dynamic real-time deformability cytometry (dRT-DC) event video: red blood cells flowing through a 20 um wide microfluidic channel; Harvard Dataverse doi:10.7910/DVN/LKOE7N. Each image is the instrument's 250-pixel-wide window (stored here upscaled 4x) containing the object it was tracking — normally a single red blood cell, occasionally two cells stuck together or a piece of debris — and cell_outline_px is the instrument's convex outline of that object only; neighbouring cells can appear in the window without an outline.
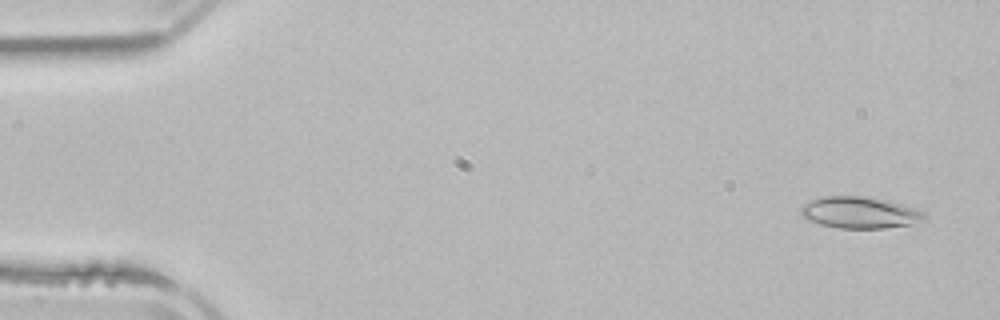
{"species": "common noctule bat (a hibernating species)", "species_latin": "Nyctalus noctula", "temperature_condition": "room temperature", "stored_images_in_passage": 3, "camera_frame_rate_fps": 3000, "um_per_image_px": 0.085, "animal": {"sex": "male", "body_mass_g": 21.5, "forearm_length_mm": 52.0}, "frame": {"image": 1, "passage_image": 1, "time_ms": 0.0, "image_size_px": [1000, 320], "cell_outline_px": [[924, 220], [912, 224], [884, 228], [840, 228], [820, 224], [808, 220], [800, 212], [800, 208], [804, 204], [812, 200], [824, 196], [868, 196], [888, 200], [924, 212]], "centroid_in_image_um": [73.06, 18.06], "position_along_channel_um": 11.9, "area_um2": 22.54}}